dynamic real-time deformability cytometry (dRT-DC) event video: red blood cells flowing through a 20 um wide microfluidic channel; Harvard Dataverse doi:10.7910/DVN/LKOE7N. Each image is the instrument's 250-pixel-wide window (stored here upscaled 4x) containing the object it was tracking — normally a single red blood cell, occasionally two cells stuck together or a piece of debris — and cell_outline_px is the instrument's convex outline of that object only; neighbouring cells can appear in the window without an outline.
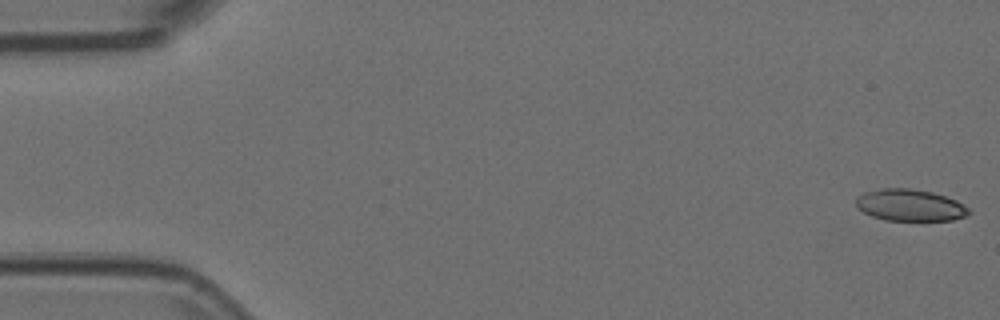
{"species": "Egyptian fruit bat (a non-hibernating species)", "species_latin": "Rousettus aegyptiacus", "temperature_condition": "room temperature", "stored_images_in_passage": 17, "camera_frame_rate_fps": 3000, "um_per_image_px": 0.085, "animal": {"sex": "female"}, "frame": {"image": 1, "passage_image": 1, "time_ms": 0.0, "image_size_px": [1000, 320], "cell_outline_px": [[972, 212], [968, 216], [952, 220], [884, 220], [872, 216], [856, 208], [856, 196], [864, 192], [880, 188], [908, 188], [932, 192], [956, 200], [968, 208]], "centroid_in_image_um": [77.33, 17.44], "position_along_channel_um": 7.7, "area_um2": 20.98}}